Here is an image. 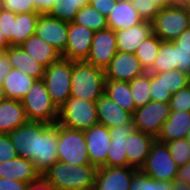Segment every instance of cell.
I'll return each instance as SVG.
<instances>
[{"mask_svg": "<svg viewBox=\"0 0 190 190\" xmlns=\"http://www.w3.org/2000/svg\"><path fill=\"white\" fill-rule=\"evenodd\" d=\"M97 168L57 161L43 173V178L56 190H93Z\"/></svg>", "mask_w": 190, "mask_h": 190, "instance_id": "1", "label": "cell"}, {"mask_svg": "<svg viewBox=\"0 0 190 190\" xmlns=\"http://www.w3.org/2000/svg\"><path fill=\"white\" fill-rule=\"evenodd\" d=\"M105 71L85 61H72L70 96L97 102L105 93Z\"/></svg>", "mask_w": 190, "mask_h": 190, "instance_id": "2", "label": "cell"}, {"mask_svg": "<svg viewBox=\"0 0 190 190\" xmlns=\"http://www.w3.org/2000/svg\"><path fill=\"white\" fill-rule=\"evenodd\" d=\"M21 102L29 121L57 123L59 109L54 105L42 79L35 80Z\"/></svg>", "mask_w": 190, "mask_h": 190, "instance_id": "3", "label": "cell"}, {"mask_svg": "<svg viewBox=\"0 0 190 190\" xmlns=\"http://www.w3.org/2000/svg\"><path fill=\"white\" fill-rule=\"evenodd\" d=\"M58 124L85 131L98 124L96 102L70 96L59 108Z\"/></svg>", "mask_w": 190, "mask_h": 190, "instance_id": "4", "label": "cell"}, {"mask_svg": "<svg viewBox=\"0 0 190 190\" xmlns=\"http://www.w3.org/2000/svg\"><path fill=\"white\" fill-rule=\"evenodd\" d=\"M72 78V60L60 58L45 68L42 80L48 93L59 109L70 97Z\"/></svg>", "mask_w": 190, "mask_h": 190, "instance_id": "5", "label": "cell"}, {"mask_svg": "<svg viewBox=\"0 0 190 190\" xmlns=\"http://www.w3.org/2000/svg\"><path fill=\"white\" fill-rule=\"evenodd\" d=\"M58 161L76 165H91L83 131L58 124Z\"/></svg>", "mask_w": 190, "mask_h": 190, "instance_id": "6", "label": "cell"}, {"mask_svg": "<svg viewBox=\"0 0 190 190\" xmlns=\"http://www.w3.org/2000/svg\"><path fill=\"white\" fill-rule=\"evenodd\" d=\"M152 23L153 34L162 41H174L190 28V14L179 3L160 9Z\"/></svg>", "mask_w": 190, "mask_h": 190, "instance_id": "7", "label": "cell"}, {"mask_svg": "<svg viewBox=\"0 0 190 190\" xmlns=\"http://www.w3.org/2000/svg\"><path fill=\"white\" fill-rule=\"evenodd\" d=\"M178 168L166 143L155 139L145 164L140 170L154 180L173 181L176 179Z\"/></svg>", "mask_w": 190, "mask_h": 190, "instance_id": "8", "label": "cell"}, {"mask_svg": "<svg viewBox=\"0 0 190 190\" xmlns=\"http://www.w3.org/2000/svg\"><path fill=\"white\" fill-rule=\"evenodd\" d=\"M170 112L169 103L150 101L134 111L132 119L135 129L157 139Z\"/></svg>", "mask_w": 190, "mask_h": 190, "instance_id": "9", "label": "cell"}, {"mask_svg": "<svg viewBox=\"0 0 190 190\" xmlns=\"http://www.w3.org/2000/svg\"><path fill=\"white\" fill-rule=\"evenodd\" d=\"M49 125L46 122L28 121L7 133L19 157L31 161L34 159L37 155L38 135H42Z\"/></svg>", "mask_w": 190, "mask_h": 190, "instance_id": "10", "label": "cell"}, {"mask_svg": "<svg viewBox=\"0 0 190 190\" xmlns=\"http://www.w3.org/2000/svg\"><path fill=\"white\" fill-rule=\"evenodd\" d=\"M115 31L111 28L96 31L94 33L90 52L85 62L105 69L117 53Z\"/></svg>", "mask_w": 190, "mask_h": 190, "instance_id": "11", "label": "cell"}, {"mask_svg": "<svg viewBox=\"0 0 190 190\" xmlns=\"http://www.w3.org/2000/svg\"><path fill=\"white\" fill-rule=\"evenodd\" d=\"M90 164L96 168L106 167L111 143L110 129L104 125H94L83 131Z\"/></svg>", "mask_w": 190, "mask_h": 190, "instance_id": "12", "label": "cell"}, {"mask_svg": "<svg viewBox=\"0 0 190 190\" xmlns=\"http://www.w3.org/2000/svg\"><path fill=\"white\" fill-rule=\"evenodd\" d=\"M35 35L53 46L62 56L67 45L68 22L58 20L47 13L40 14Z\"/></svg>", "mask_w": 190, "mask_h": 190, "instance_id": "13", "label": "cell"}, {"mask_svg": "<svg viewBox=\"0 0 190 190\" xmlns=\"http://www.w3.org/2000/svg\"><path fill=\"white\" fill-rule=\"evenodd\" d=\"M104 71L105 79L126 82H130L146 72L134 53L122 51H117Z\"/></svg>", "mask_w": 190, "mask_h": 190, "instance_id": "14", "label": "cell"}, {"mask_svg": "<svg viewBox=\"0 0 190 190\" xmlns=\"http://www.w3.org/2000/svg\"><path fill=\"white\" fill-rule=\"evenodd\" d=\"M94 31L85 26L68 23V39L62 58L85 61L89 55Z\"/></svg>", "mask_w": 190, "mask_h": 190, "instance_id": "15", "label": "cell"}, {"mask_svg": "<svg viewBox=\"0 0 190 190\" xmlns=\"http://www.w3.org/2000/svg\"><path fill=\"white\" fill-rule=\"evenodd\" d=\"M136 171L128 166L97 168L93 190H129Z\"/></svg>", "mask_w": 190, "mask_h": 190, "instance_id": "16", "label": "cell"}, {"mask_svg": "<svg viewBox=\"0 0 190 190\" xmlns=\"http://www.w3.org/2000/svg\"><path fill=\"white\" fill-rule=\"evenodd\" d=\"M58 123L50 124L38 135L37 155L32 160L33 164L44 173L58 161Z\"/></svg>", "mask_w": 190, "mask_h": 190, "instance_id": "17", "label": "cell"}, {"mask_svg": "<svg viewBox=\"0 0 190 190\" xmlns=\"http://www.w3.org/2000/svg\"><path fill=\"white\" fill-rule=\"evenodd\" d=\"M133 119L127 124H121L110 128L111 143L108 150L106 166L122 167L128 166L126 155V140L128 135L135 131Z\"/></svg>", "mask_w": 190, "mask_h": 190, "instance_id": "18", "label": "cell"}, {"mask_svg": "<svg viewBox=\"0 0 190 190\" xmlns=\"http://www.w3.org/2000/svg\"><path fill=\"white\" fill-rule=\"evenodd\" d=\"M0 178L13 179L31 184L39 182L43 178V173L31 160L18 156L0 163Z\"/></svg>", "mask_w": 190, "mask_h": 190, "instance_id": "19", "label": "cell"}, {"mask_svg": "<svg viewBox=\"0 0 190 190\" xmlns=\"http://www.w3.org/2000/svg\"><path fill=\"white\" fill-rule=\"evenodd\" d=\"M154 141V137L137 130L128 135L125 148L128 167L140 170L145 164Z\"/></svg>", "mask_w": 190, "mask_h": 190, "instance_id": "20", "label": "cell"}, {"mask_svg": "<svg viewBox=\"0 0 190 190\" xmlns=\"http://www.w3.org/2000/svg\"><path fill=\"white\" fill-rule=\"evenodd\" d=\"M98 124L107 128L127 124L132 120V114L123 110L104 93L96 102Z\"/></svg>", "mask_w": 190, "mask_h": 190, "instance_id": "21", "label": "cell"}, {"mask_svg": "<svg viewBox=\"0 0 190 190\" xmlns=\"http://www.w3.org/2000/svg\"><path fill=\"white\" fill-rule=\"evenodd\" d=\"M118 51L136 53L138 46L153 34L152 23L143 21L129 29L115 31Z\"/></svg>", "mask_w": 190, "mask_h": 190, "instance_id": "22", "label": "cell"}, {"mask_svg": "<svg viewBox=\"0 0 190 190\" xmlns=\"http://www.w3.org/2000/svg\"><path fill=\"white\" fill-rule=\"evenodd\" d=\"M28 121L29 120L21 101L6 98L0 102L1 134H7Z\"/></svg>", "mask_w": 190, "mask_h": 190, "instance_id": "23", "label": "cell"}, {"mask_svg": "<svg viewBox=\"0 0 190 190\" xmlns=\"http://www.w3.org/2000/svg\"><path fill=\"white\" fill-rule=\"evenodd\" d=\"M143 21L139 12L132 6L130 1L117 0V4L107 16L108 28L114 31L129 29L141 24Z\"/></svg>", "mask_w": 190, "mask_h": 190, "instance_id": "24", "label": "cell"}, {"mask_svg": "<svg viewBox=\"0 0 190 190\" xmlns=\"http://www.w3.org/2000/svg\"><path fill=\"white\" fill-rule=\"evenodd\" d=\"M190 130V112L171 111L168 119L163 123L162 130L157 140L168 142L177 139H185Z\"/></svg>", "mask_w": 190, "mask_h": 190, "instance_id": "25", "label": "cell"}, {"mask_svg": "<svg viewBox=\"0 0 190 190\" xmlns=\"http://www.w3.org/2000/svg\"><path fill=\"white\" fill-rule=\"evenodd\" d=\"M20 47L45 68L62 57L53 46L35 34L29 36Z\"/></svg>", "mask_w": 190, "mask_h": 190, "instance_id": "26", "label": "cell"}, {"mask_svg": "<svg viewBox=\"0 0 190 190\" xmlns=\"http://www.w3.org/2000/svg\"><path fill=\"white\" fill-rule=\"evenodd\" d=\"M5 52L9 56L12 68L19 69L36 80L42 79L45 67L34 60L20 46H10Z\"/></svg>", "mask_w": 190, "mask_h": 190, "instance_id": "27", "label": "cell"}, {"mask_svg": "<svg viewBox=\"0 0 190 190\" xmlns=\"http://www.w3.org/2000/svg\"><path fill=\"white\" fill-rule=\"evenodd\" d=\"M35 80V78L26 75L23 71L12 68L3 82L6 97L21 101L31 89Z\"/></svg>", "mask_w": 190, "mask_h": 190, "instance_id": "28", "label": "cell"}, {"mask_svg": "<svg viewBox=\"0 0 190 190\" xmlns=\"http://www.w3.org/2000/svg\"><path fill=\"white\" fill-rule=\"evenodd\" d=\"M105 93L123 110L130 112L133 115L135 104L132 99L129 82L106 79Z\"/></svg>", "mask_w": 190, "mask_h": 190, "instance_id": "29", "label": "cell"}, {"mask_svg": "<svg viewBox=\"0 0 190 190\" xmlns=\"http://www.w3.org/2000/svg\"><path fill=\"white\" fill-rule=\"evenodd\" d=\"M40 13H19L13 20V46H21L25 40L35 34Z\"/></svg>", "mask_w": 190, "mask_h": 190, "instance_id": "30", "label": "cell"}, {"mask_svg": "<svg viewBox=\"0 0 190 190\" xmlns=\"http://www.w3.org/2000/svg\"><path fill=\"white\" fill-rule=\"evenodd\" d=\"M177 63L174 41H161L153 66L147 72L160 73L163 71H172L177 69Z\"/></svg>", "mask_w": 190, "mask_h": 190, "instance_id": "31", "label": "cell"}, {"mask_svg": "<svg viewBox=\"0 0 190 190\" xmlns=\"http://www.w3.org/2000/svg\"><path fill=\"white\" fill-rule=\"evenodd\" d=\"M73 23L85 26L94 32L108 28L107 17L100 14L90 4L79 9Z\"/></svg>", "mask_w": 190, "mask_h": 190, "instance_id": "32", "label": "cell"}, {"mask_svg": "<svg viewBox=\"0 0 190 190\" xmlns=\"http://www.w3.org/2000/svg\"><path fill=\"white\" fill-rule=\"evenodd\" d=\"M90 0H57V3L47 13L58 20L71 23L80 8L88 5Z\"/></svg>", "mask_w": 190, "mask_h": 190, "instance_id": "33", "label": "cell"}, {"mask_svg": "<svg viewBox=\"0 0 190 190\" xmlns=\"http://www.w3.org/2000/svg\"><path fill=\"white\" fill-rule=\"evenodd\" d=\"M161 41L158 36L152 34L138 46L135 55L146 72L153 66Z\"/></svg>", "mask_w": 190, "mask_h": 190, "instance_id": "34", "label": "cell"}, {"mask_svg": "<svg viewBox=\"0 0 190 190\" xmlns=\"http://www.w3.org/2000/svg\"><path fill=\"white\" fill-rule=\"evenodd\" d=\"M132 99L135 104V110L144 107L151 101L150 97V73L134 78L129 82Z\"/></svg>", "mask_w": 190, "mask_h": 190, "instance_id": "35", "label": "cell"}, {"mask_svg": "<svg viewBox=\"0 0 190 190\" xmlns=\"http://www.w3.org/2000/svg\"><path fill=\"white\" fill-rule=\"evenodd\" d=\"M156 74L162 77V86L172 95L190 85V75L181 72L179 69L163 71Z\"/></svg>", "mask_w": 190, "mask_h": 190, "instance_id": "36", "label": "cell"}, {"mask_svg": "<svg viewBox=\"0 0 190 190\" xmlns=\"http://www.w3.org/2000/svg\"><path fill=\"white\" fill-rule=\"evenodd\" d=\"M172 181H158L149 177L141 170H137L129 187V190H171Z\"/></svg>", "mask_w": 190, "mask_h": 190, "instance_id": "37", "label": "cell"}, {"mask_svg": "<svg viewBox=\"0 0 190 190\" xmlns=\"http://www.w3.org/2000/svg\"><path fill=\"white\" fill-rule=\"evenodd\" d=\"M165 143L169 149L171 157L179 167L190 162V145L186 139H177Z\"/></svg>", "mask_w": 190, "mask_h": 190, "instance_id": "38", "label": "cell"}, {"mask_svg": "<svg viewBox=\"0 0 190 190\" xmlns=\"http://www.w3.org/2000/svg\"><path fill=\"white\" fill-rule=\"evenodd\" d=\"M150 97L151 101L169 103L172 94L162 86V77L156 73H150Z\"/></svg>", "mask_w": 190, "mask_h": 190, "instance_id": "39", "label": "cell"}, {"mask_svg": "<svg viewBox=\"0 0 190 190\" xmlns=\"http://www.w3.org/2000/svg\"><path fill=\"white\" fill-rule=\"evenodd\" d=\"M170 109L174 112H190V85L174 93L170 99Z\"/></svg>", "mask_w": 190, "mask_h": 190, "instance_id": "40", "label": "cell"}, {"mask_svg": "<svg viewBox=\"0 0 190 190\" xmlns=\"http://www.w3.org/2000/svg\"><path fill=\"white\" fill-rule=\"evenodd\" d=\"M0 7L16 14L38 12L33 0H1Z\"/></svg>", "mask_w": 190, "mask_h": 190, "instance_id": "41", "label": "cell"}, {"mask_svg": "<svg viewBox=\"0 0 190 190\" xmlns=\"http://www.w3.org/2000/svg\"><path fill=\"white\" fill-rule=\"evenodd\" d=\"M130 2L144 21L152 22L160 10L155 3L149 0H131Z\"/></svg>", "mask_w": 190, "mask_h": 190, "instance_id": "42", "label": "cell"}, {"mask_svg": "<svg viewBox=\"0 0 190 190\" xmlns=\"http://www.w3.org/2000/svg\"><path fill=\"white\" fill-rule=\"evenodd\" d=\"M15 17L16 13L0 7V30L10 46H13V20Z\"/></svg>", "mask_w": 190, "mask_h": 190, "instance_id": "43", "label": "cell"}, {"mask_svg": "<svg viewBox=\"0 0 190 190\" xmlns=\"http://www.w3.org/2000/svg\"><path fill=\"white\" fill-rule=\"evenodd\" d=\"M18 157L17 151L7 134L0 133V163Z\"/></svg>", "mask_w": 190, "mask_h": 190, "instance_id": "44", "label": "cell"}, {"mask_svg": "<svg viewBox=\"0 0 190 190\" xmlns=\"http://www.w3.org/2000/svg\"><path fill=\"white\" fill-rule=\"evenodd\" d=\"M177 57V69L190 75V51L180 50L179 46L174 42Z\"/></svg>", "mask_w": 190, "mask_h": 190, "instance_id": "45", "label": "cell"}, {"mask_svg": "<svg viewBox=\"0 0 190 190\" xmlns=\"http://www.w3.org/2000/svg\"><path fill=\"white\" fill-rule=\"evenodd\" d=\"M89 4L100 14L107 17L112 12L113 7L117 4V0H90Z\"/></svg>", "mask_w": 190, "mask_h": 190, "instance_id": "46", "label": "cell"}, {"mask_svg": "<svg viewBox=\"0 0 190 190\" xmlns=\"http://www.w3.org/2000/svg\"><path fill=\"white\" fill-rule=\"evenodd\" d=\"M29 183L7 179V178H0V190H29Z\"/></svg>", "mask_w": 190, "mask_h": 190, "instance_id": "47", "label": "cell"}, {"mask_svg": "<svg viewBox=\"0 0 190 190\" xmlns=\"http://www.w3.org/2000/svg\"><path fill=\"white\" fill-rule=\"evenodd\" d=\"M12 70L9 56L6 52H0V83H3L7 74Z\"/></svg>", "mask_w": 190, "mask_h": 190, "instance_id": "48", "label": "cell"}, {"mask_svg": "<svg viewBox=\"0 0 190 190\" xmlns=\"http://www.w3.org/2000/svg\"><path fill=\"white\" fill-rule=\"evenodd\" d=\"M174 42L179 46L180 50L190 51V28L182 32Z\"/></svg>", "mask_w": 190, "mask_h": 190, "instance_id": "49", "label": "cell"}, {"mask_svg": "<svg viewBox=\"0 0 190 190\" xmlns=\"http://www.w3.org/2000/svg\"><path fill=\"white\" fill-rule=\"evenodd\" d=\"M33 3L40 14H46L57 0H33Z\"/></svg>", "mask_w": 190, "mask_h": 190, "instance_id": "50", "label": "cell"}, {"mask_svg": "<svg viewBox=\"0 0 190 190\" xmlns=\"http://www.w3.org/2000/svg\"><path fill=\"white\" fill-rule=\"evenodd\" d=\"M176 179L190 185V162L180 166L177 170Z\"/></svg>", "mask_w": 190, "mask_h": 190, "instance_id": "51", "label": "cell"}, {"mask_svg": "<svg viewBox=\"0 0 190 190\" xmlns=\"http://www.w3.org/2000/svg\"><path fill=\"white\" fill-rule=\"evenodd\" d=\"M29 190H56L49 182L42 178L39 182L31 183Z\"/></svg>", "mask_w": 190, "mask_h": 190, "instance_id": "52", "label": "cell"}, {"mask_svg": "<svg viewBox=\"0 0 190 190\" xmlns=\"http://www.w3.org/2000/svg\"><path fill=\"white\" fill-rule=\"evenodd\" d=\"M149 1L155 3L156 6L159 7V9H164L170 6L177 5L179 3V0H149Z\"/></svg>", "mask_w": 190, "mask_h": 190, "instance_id": "53", "label": "cell"}, {"mask_svg": "<svg viewBox=\"0 0 190 190\" xmlns=\"http://www.w3.org/2000/svg\"><path fill=\"white\" fill-rule=\"evenodd\" d=\"M171 190H190V185L186 182H181L174 179L172 181Z\"/></svg>", "mask_w": 190, "mask_h": 190, "instance_id": "54", "label": "cell"}, {"mask_svg": "<svg viewBox=\"0 0 190 190\" xmlns=\"http://www.w3.org/2000/svg\"><path fill=\"white\" fill-rule=\"evenodd\" d=\"M10 47L9 42L5 39L0 30V52H5Z\"/></svg>", "mask_w": 190, "mask_h": 190, "instance_id": "55", "label": "cell"}, {"mask_svg": "<svg viewBox=\"0 0 190 190\" xmlns=\"http://www.w3.org/2000/svg\"><path fill=\"white\" fill-rule=\"evenodd\" d=\"M179 4L190 14V0H179Z\"/></svg>", "mask_w": 190, "mask_h": 190, "instance_id": "56", "label": "cell"}, {"mask_svg": "<svg viewBox=\"0 0 190 190\" xmlns=\"http://www.w3.org/2000/svg\"><path fill=\"white\" fill-rule=\"evenodd\" d=\"M6 98L3 83H0V102Z\"/></svg>", "mask_w": 190, "mask_h": 190, "instance_id": "57", "label": "cell"}, {"mask_svg": "<svg viewBox=\"0 0 190 190\" xmlns=\"http://www.w3.org/2000/svg\"><path fill=\"white\" fill-rule=\"evenodd\" d=\"M190 145V130L187 132L186 138H185Z\"/></svg>", "mask_w": 190, "mask_h": 190, "instance_id": "58", "label": "cell"}]
</instances>
